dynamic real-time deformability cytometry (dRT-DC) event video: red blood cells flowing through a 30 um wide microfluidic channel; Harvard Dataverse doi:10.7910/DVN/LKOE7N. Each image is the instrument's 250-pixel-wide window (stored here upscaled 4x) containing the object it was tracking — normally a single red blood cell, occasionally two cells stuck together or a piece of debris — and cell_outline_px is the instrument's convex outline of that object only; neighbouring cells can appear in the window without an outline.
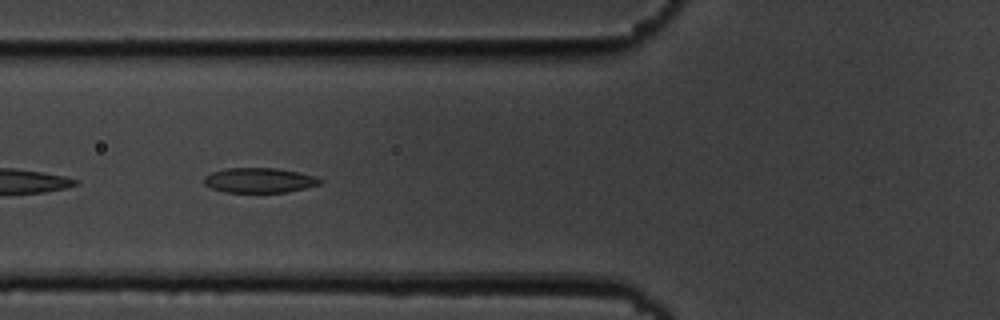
{"species": "common noctule bat (a hibernating species)", "species_latin": "Nyctalus noctula", "temperature_condition": "cold", "stored_images_in_passage": 9, "camera_frame_rate_fps": 3000, "um_per_image_px": 0.085, "animal": {"sex": "male", "body_mass_g": 19.5, "forearm_length_mm": 54.6}, "frame": {"image": 1, "passage_image": 6, "time_ms": 5.667, "image_size_px": [1000, 320], "cell_outline_px": [[324, 180], [320, 184], [288, 192], [224, 192], [212, 188], [204, 184], [204, 176], [212, 172], [228, 168], [276, 168], [316, 176]], "centroid_in_image_um": [22.05, 15.32], "position_along_channel_um": 103.8, "area_um2": 16.76}}
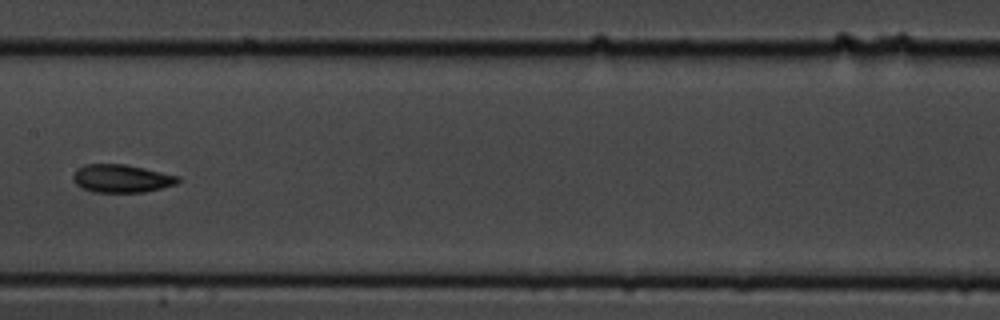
{"frame": {"image": 2, "passage_image": 8, "time_ms": 8.333, "image_size_px": [1000, 320], "cell_outline_px": [[180, 180], [176, 184], [144, 192], [92, 192], [76, 184], [72, 180], [72, 176], [76, 168], [84, 164], [124, 164], [144, 168], [180, 176]], "centroid_in_image_um": [10.3, 15.16], "position_along_channel_um": 197.1, "area_um2": 17.17}}
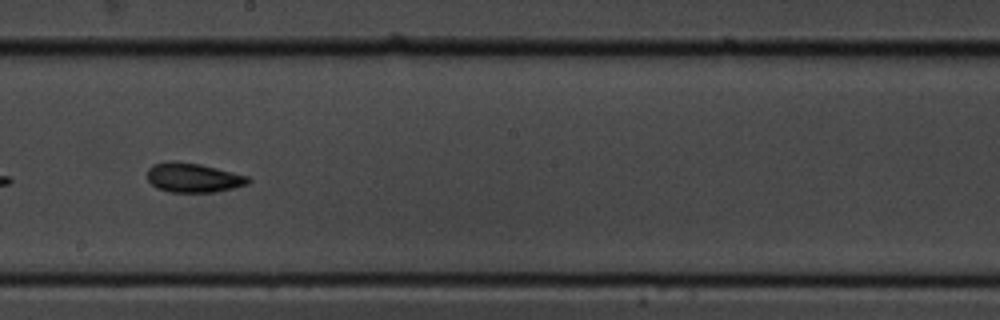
{"frame": {"image": 3, "passage_image": 9, "time_ms": 9.333, "image_size_px": [1000, 320], "cell_outline_px": [[252, 180], [248, 184], [216, 192], [168, 192], [156, 188], [148, 180], [148, 168], [152, 164], [168, 160], [200, 164], [248, 176]], "centroid_in_image_um": [16.4, 15.1], "position_along_channel_um": 231.8, "area_um2": 17.34}}